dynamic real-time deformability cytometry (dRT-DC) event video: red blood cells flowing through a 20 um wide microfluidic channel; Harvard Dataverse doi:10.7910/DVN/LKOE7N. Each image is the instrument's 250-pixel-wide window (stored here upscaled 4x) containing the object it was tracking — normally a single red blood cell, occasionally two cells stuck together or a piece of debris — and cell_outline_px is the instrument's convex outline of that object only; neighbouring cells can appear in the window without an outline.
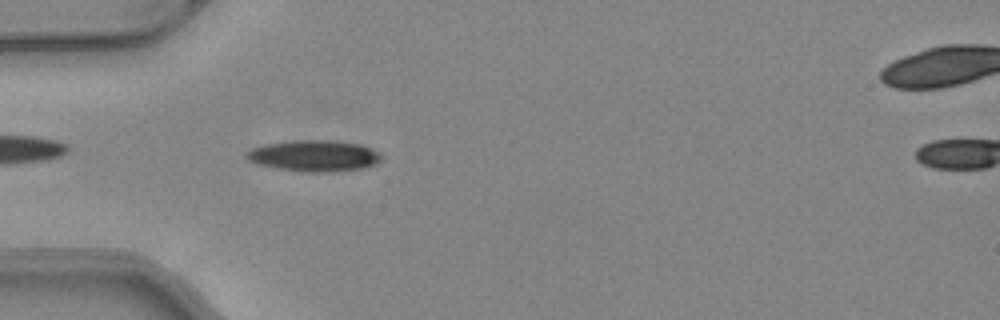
{"species": "common noctule bat (a hibernating species)", "species_latin": "Nyctalus noctula", "temperature_condition": "warm", "stored_images_in_passage": 38, "camera_frame_rate_fps": 3000, "um_per_image_px": 0.085, "animal": {"sex": "female", "body_mass_g": 24.6, "forearm_length_mm": 56.2}, "frame": {"image": 1, "passage_image": 3, "time_ms": 0.667, "image_size_px": [1000, 320], "cell_outline_px": [[384, 160], [376, 164], [360, 168], [328, 172], [304, 172], [276, 168], [256, 164], [248, 160], [244, 156], [252, 148], [264, 144], [296, 140], [328, 140], [360, 144], [380, 152], [384, 156]], "centroid_in_image_um": [26.72, 13.24], "position_along_channel_um": 58.3, "area_um2": 24.68}}
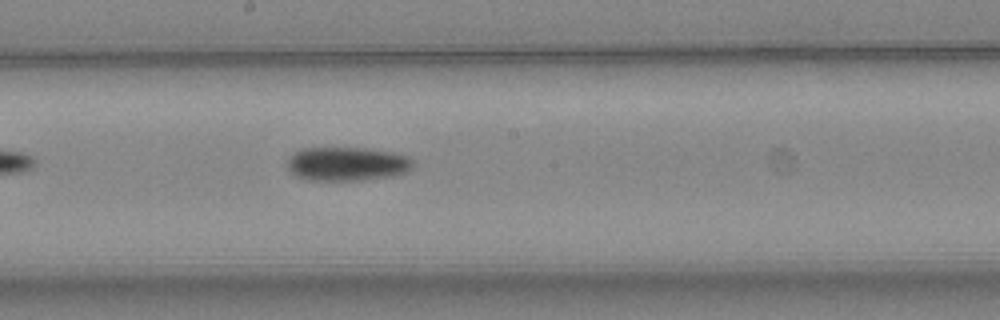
{"frame": {"image": 2, "passage_image": 15, "time_ms": 4.667, "image_size_px": [1000, 320], "cell_outline_px": [[412, 168], [404, 172], [392, 176], [360, 180], [304, 180], [288, 172], [284, 160], [292, 152], [300, 148], [368, 148], [392, 152], [408, 156], [412, 160]], "centroid_in_image_um": [29.38, 13.92], "position_along_channel_um": 218.8, "area_um2": 25.26}}
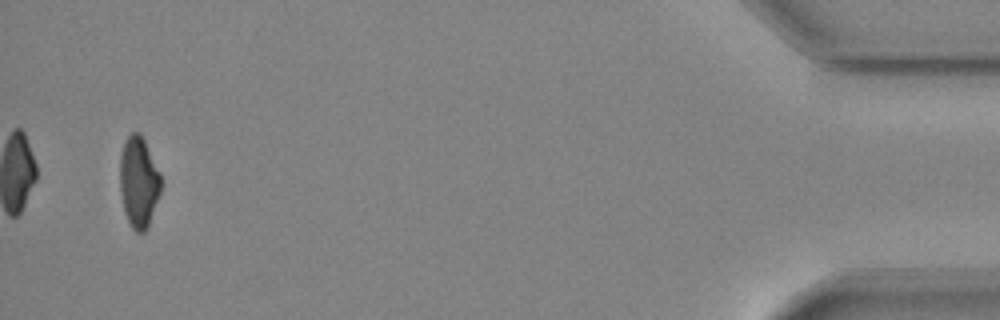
{"frame": {"image": 3, "passage_image": 36, "time_ms": 11.667, "image_size_px": [1000, 320], "cell_outline_px": [[160, 192], [148, 228], [144, 232], [136, 232], [132, 228], [124, 212], [120, 188], [120, 156], [124, 144], [128, 136], [132, 132], [140, 132], [160, 172]], "centroid_in_image_um": [11.79, 15.49], "position_along_channel_um": 423.4, "area_um2": 21.56}, "authors_computed_cell_mechanics": {"area_um2": 24.2471, "velocity_mm_per_s": 4.1187, "shape_relaxation_time_tau1_ms": 4.0765, "shape_relaxation_time_tau2_ms": null, "deformation_change_tau1": 0.1482, "deformation_change_tau2": null}}